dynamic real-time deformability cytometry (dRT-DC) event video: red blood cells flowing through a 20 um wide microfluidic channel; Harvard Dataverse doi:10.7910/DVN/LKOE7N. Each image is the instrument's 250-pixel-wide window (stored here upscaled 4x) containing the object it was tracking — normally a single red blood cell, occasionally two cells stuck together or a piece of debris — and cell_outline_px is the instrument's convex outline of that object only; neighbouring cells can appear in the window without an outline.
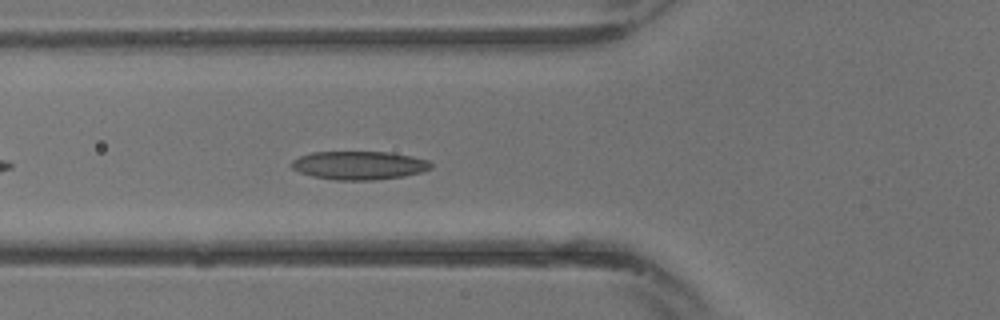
{"species": "common noctule bat (a hibernating species)", "species_latin": "Nyctalus noctula", "temperature_condition": "warm", "stored_images_in_passage": 14, "camera_frame_rate_fps": 3000, "um_per_image_px": 0.085, "animal": {"sex": "male", "body_mass_g": 13.3}, "frame": {"image": 1, "passage_image": 12, "time_ms": 3.667, "image_size_px": [1000, 320], "cell_outline_px": [[432, 168], [420, 172], [404, 176], [372, 180], [336, 180], [312, 176], [300, 172], [292, 168], [288, 164], [292, 160], [300, 156], [312, 152], [388, 152], [412, 156], [428, 160], [432, 164]], "centroid_in_image_um": [30.5, 14.05], "position_along_channel_um": 95.3, "area_um2": 23.12}}
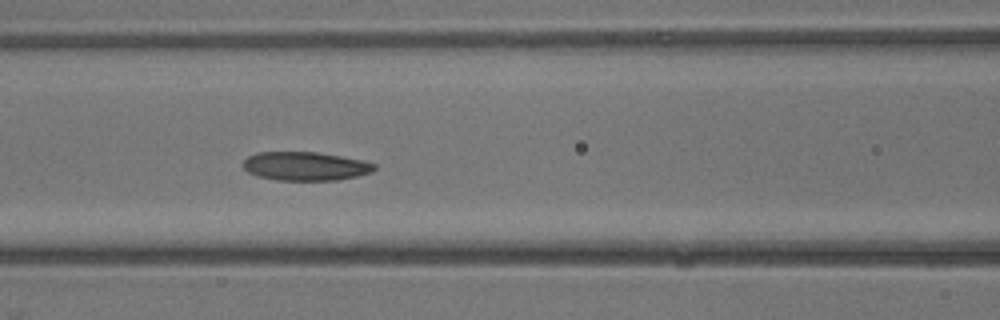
{"frame": {"image": 2, "passage_image": 14, "time_ms": 4.333, "image_size_px": [1000, 320], "cell_outline_px": [[376, 168], [372, 172], [356, 176], [336, 180], [276, 180], [256, 176], [248, 172], [244, 168], [244, 160], [248, 156], [256, 152], [320, 152], [364, 160], [376, 164]], "centroid_in_image_um": [25.97, 14.12], "position_along_channel_um": 140.6, "area_um2": 22.08}}